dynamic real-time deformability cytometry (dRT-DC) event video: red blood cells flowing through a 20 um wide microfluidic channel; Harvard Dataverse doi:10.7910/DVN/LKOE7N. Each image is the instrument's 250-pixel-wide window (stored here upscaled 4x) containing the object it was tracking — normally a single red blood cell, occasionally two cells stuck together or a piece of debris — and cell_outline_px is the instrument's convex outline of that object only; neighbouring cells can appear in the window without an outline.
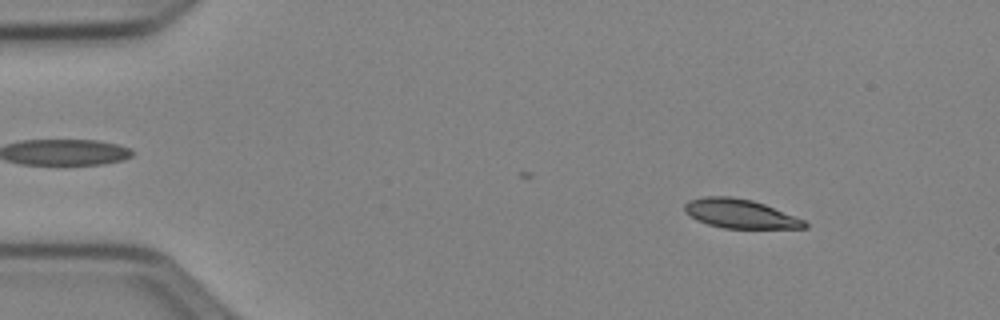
{"species": "Egyptian fruit bat (a non-hibernating species)", "species_latin": "Rousettus aegyptiacus", "temperature_condition": "cold", "stored_images_in_passage": 45, "camera_frame_rate_fps": 3000, "um_per_image_px": 0.085, "animal": {"sex": "female"}, "frame": {"image": 1, "passage_image": 6, "time_ms": 1.667, "image_size_px": [1000, 320], "cell_outline_px": [[808, 228], [724, 228], [708, 224], [696, 220], [684, 212], [684, 204], [688, 200], [704, 196], [732, 196], [752, 200], [764, 204], [804, 220], [808, 224]], "centroid_in_image_um": [62.86, 18.16], "position_along_channel_um": 22.1, "area_um2": 20.29}}
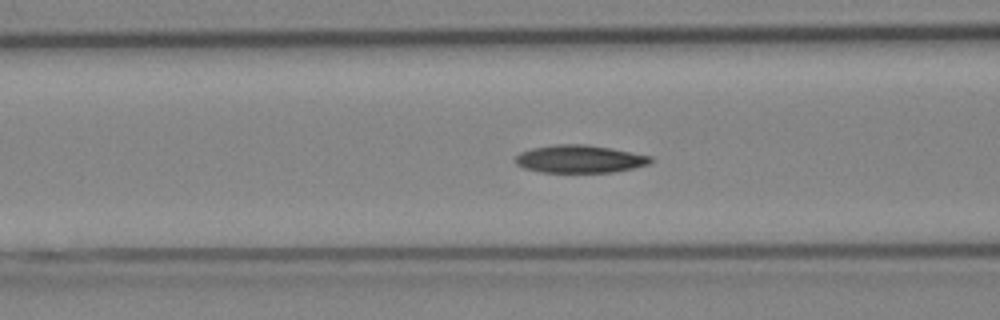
{"frame": {"image": 2, "passage_image": 20, "time_ms": 6.333, "image_size_px": [1000, 320], "cell_outline_px": [[652, 160], [648, 164], [632, 168], [612, 172], [540, 172], [524, 168], [516, 164], [516, 156], [520, 152], [532, 148], [552, 144], [584, 144], [612, 148], [652, 156]], "centroid_in_image_um": [49.25, 13.5], "position_along_channel_um": 117.3, "area_um2": 21.85}}
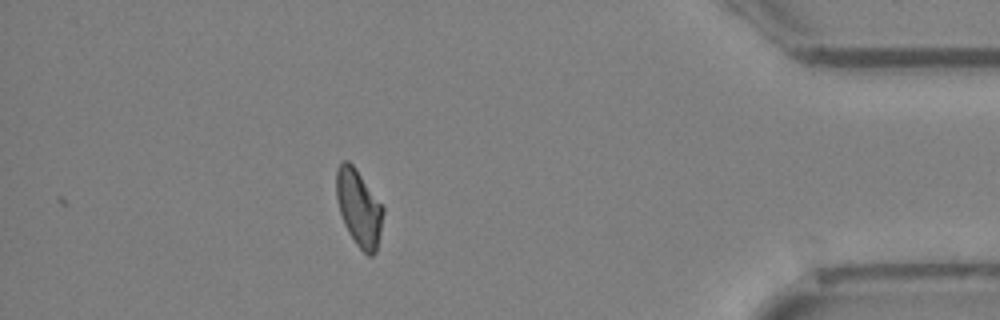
{"frame": {"image": 3, "passage_image": 45, "time_ms": 14.667, "image_size_px": [1000, 320], "cell_outline_px": [[384, 212], [376, 252], [372, 256], [368, 256], [356, 244], [348, 232], [344, 224], [340, 212], [336, 196], [336, 168], [344, 160], [348, 160], [356, 168], [384, 208]], "centroid_in_image_um": [30.49, 17.66], "position_along_channel_um": 404.7, "area_um2": 20.75}, "authors_computed_cell_mechanics": {"area_um2": 21.386, "velocity_mm_per_s": 3.9558, "shape_relaxation_time_tau1_ms": 6.9512, "shape_relaxation_time_tau2_ms": 11.1436, "deformation_change_tau1": 0.1637, "deformation_change_tau2": 0.1887}}